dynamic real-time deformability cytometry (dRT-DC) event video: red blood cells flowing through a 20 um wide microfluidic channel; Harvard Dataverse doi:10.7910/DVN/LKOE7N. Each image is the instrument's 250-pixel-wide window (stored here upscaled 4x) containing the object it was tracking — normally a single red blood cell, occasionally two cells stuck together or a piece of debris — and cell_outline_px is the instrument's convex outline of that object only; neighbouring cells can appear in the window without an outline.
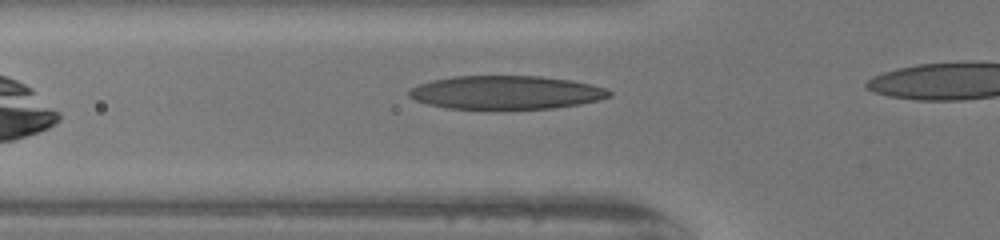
{"species": "human", "species_latin": "Homo sapiens", "temperature_condition": "warm", "stored_images_in_passage": 19, "camera_frame_rate_fps": 3000, "um_per_image_px": 0.085, "donor": {"sex": "female"}, "frame": {"image": 1, "passage_image": 2, "time_ms": 0.333, "image_size_px": [1000, 240], "cell_outline_px": [[612, 96], [600, 100], [580, 104], [552, 108], [492, 112], [448, 108], [428, 104], [416, 100], [408, 96], [408, 88], [432, 80], [452, 76], [540, 76], [572, 80], [604, 88], [612, 92]], "centroid_in_image_um": [42.98, 7.9], "position_along_channel_um": 82.8, "area_um2": 40.34}}
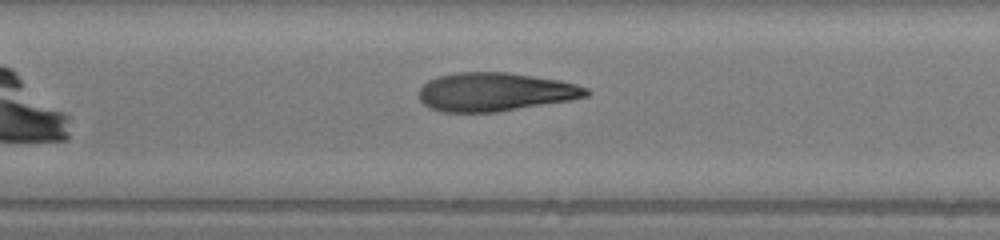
{"frame": {"image": 2, "passage_image": 8, "time_ms": 2.333, "image_size_px": [1000, 240], "cell_outline_px": [[592, 92], [588, 96], [572, 100], [496, 112], [444, 112], [428, 108], [420, 100], [420, 88], [428, 80], [440, 76], [456, 72], [508, 72], [560, 80], [576, 84], [588, 88]], "centroid_in_image_um": [42.11, 7.81], "position_along_channel_um": 165.3, "area_um2": 37.74}}
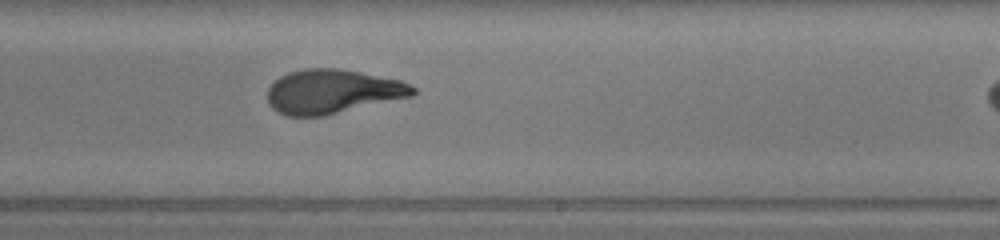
{"frame": {"image": 3, "passage_image": 15, "time_ms": 4.667, "image_size_px": [1000, 240], "cell_outline_px": [[416, 92], [412, 96], [324, 116], [288, 116], [276, 112], [268, 104], [268, 88], [280, 76], [288, 72], [304, 68], [340, 68], [400, 80], [416, 88]], "centroid_in_image_um": [28.23, 7.78], "position_along_channel_um": 260.8, "area_um2": 37.45}}